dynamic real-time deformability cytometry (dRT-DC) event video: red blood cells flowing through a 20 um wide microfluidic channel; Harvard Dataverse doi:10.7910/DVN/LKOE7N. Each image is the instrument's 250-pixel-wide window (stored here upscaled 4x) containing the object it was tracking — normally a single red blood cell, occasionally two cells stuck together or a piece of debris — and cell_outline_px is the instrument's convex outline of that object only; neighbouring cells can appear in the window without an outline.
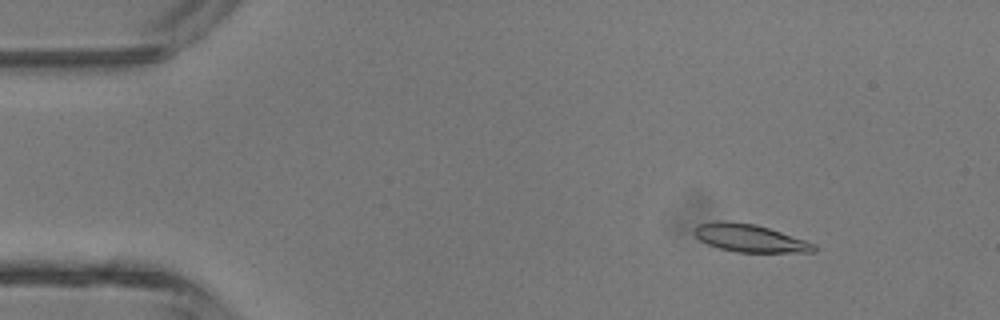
{"species": "common noctule bat (a hibernating species)", "species_latin": "Nyctalus noctula", "temperature_condition": "room temperature", "stored_images_in_passage": 6, "camera_frame_rate_fps": 3000, "um_per_image_px": 0.085, "animal": {"sex": "male", "body_mass_g": 13.3}, "frame": {"image": 1, "passage_image": 2, "time_ms": 1.0, "image_size_px": [1000, 320], "cell_outline_px": [[816, 252], [736, 252], [720, 248], [708, 244], [700, 240], [692, 232], [692, 228], [696, 224], [720, 220], [728, 220], [756, 224], [816, 244]], "centroid_in_image_um": [63.67, 20.22], "position_along_channel_um": 21.3, "area_um2": 19.42}}
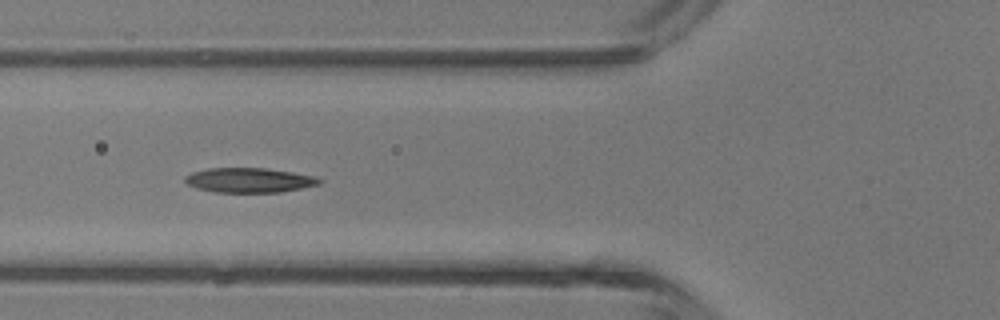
{"frame": {"image": 2, "passage_image": 5, "time_ms": 4.667, "image_size_px": [1000, 320], "cell_outline_px": [[324, 180], [320, 184], [280, 192], [212, 192], [196, 188], [188, 184], [184, 180], [184, 176], [192, 172], [208, 168], [264, 168], [292, 172], [312, 176]], "centroid_in_image_um": [21.14, 15.31], "position_along_channel_um": 104.7, "area_um2": 19.25}}
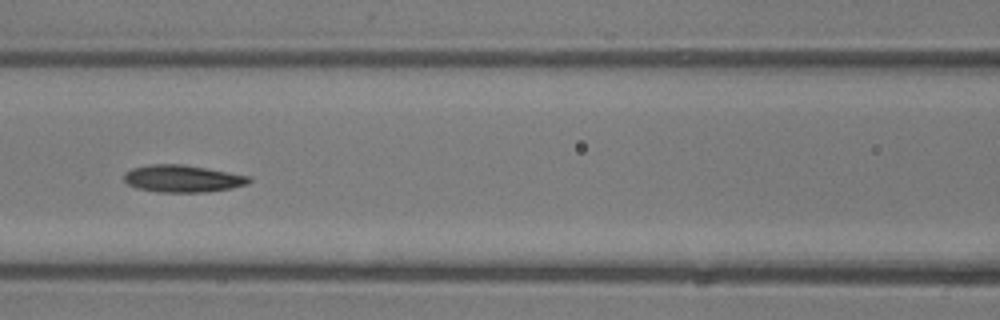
{"frame": {"image": 3, "passage_image": 6, "time_ms": 5.667, "image_size_px": [1000, 320], "cell_outline_px": [[252, 180], [248, 184], [232, 188], [208, 192], [156, 192], [136, 188], [128, 184], [124, 180], [124, 172], [132, 168], [148, 164], [184, 164], [208, 168], [252, 176]], "centroid_in_image_um": [15.54, 15.18], "position_along_channel_um": 151.1, "area_um2": 20.17}}